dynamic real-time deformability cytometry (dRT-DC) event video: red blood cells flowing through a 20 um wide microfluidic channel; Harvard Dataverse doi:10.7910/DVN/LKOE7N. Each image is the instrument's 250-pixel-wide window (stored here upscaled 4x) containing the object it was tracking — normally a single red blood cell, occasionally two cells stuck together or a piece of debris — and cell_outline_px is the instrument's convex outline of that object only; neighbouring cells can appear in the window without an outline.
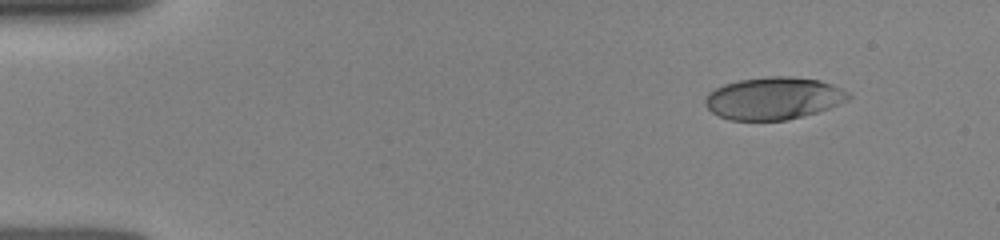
{"species": "human", "species_latin": "Homo sapiens", "temperature_condition": "room temperature", "stored_images_in_passage": 39, "camera_frame_rate_fps": 3000, "um_per_image_px": 0.085, "donor": {"sex": "female"}, "frame": {"image": 1, "passage_image": 3, "time_ms": 1.0, "image_size_px": [1000, 240], "cell_outline_px": [[852, 96], [848, 100], [828, 108], [816, 112], [788, 120], [728, 120], [712, 112], [704, 104], [704, 100], [708, 92], [724, 84], [740, 80], [768, 76], [788, 76], [820, 80], [832, 84], [848, 92]], "centroid_in_image_um": [65.74, 8.35], "position_along_channel_um": 19.3, "area_um2": 35.32}}
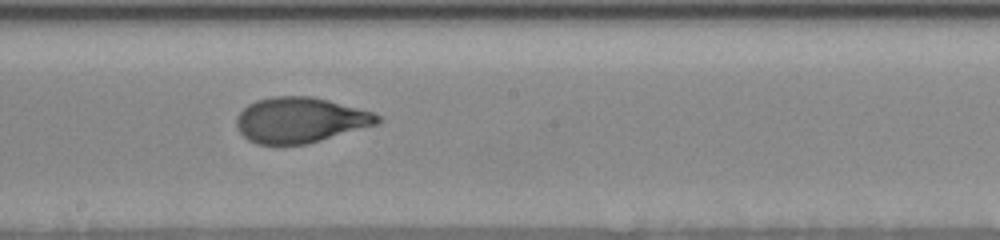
{"frame": {"image": 2, "passage_image": 21, "time_ms": 8.333, "image_size_px": [1000, 240], "cell_outline_px": [[384, 120], [376, 124], [308, 144], [276, 148], [256, 144], [248, 140], [240, 132], [236, 124], [236, 116], [248, 104], [256, 100], [272, 96], [312, 96], [328, 100], [372, 112], [380, 116]], "centroid_in_image_um": [25.46, 10.24], "position_along_channel_um": 222.7, "area_um2": 37.97}}
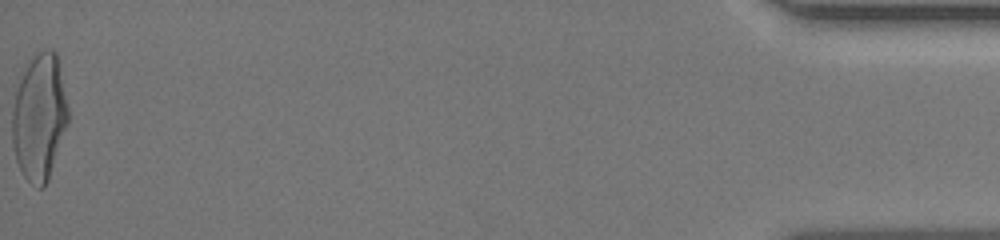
{"frame": {"image": 3, "passage_image": 39, "time_ms": 15.667, "image_size_px": [1000, 240], "cell_outline_px": [[68, 124], [48, 180], [44, 188], [36, 188], [24, 176], [16, 160], [12, 144], [12, 112], [16, 92], [24, 64], [32, 56], [44, 48], [48, 48], [56, 52], [68, 108]], "centroid_in_image_um": [3.34, 9.94], "position_along_channel_um": 431.9, "area_um2": 41.38}}